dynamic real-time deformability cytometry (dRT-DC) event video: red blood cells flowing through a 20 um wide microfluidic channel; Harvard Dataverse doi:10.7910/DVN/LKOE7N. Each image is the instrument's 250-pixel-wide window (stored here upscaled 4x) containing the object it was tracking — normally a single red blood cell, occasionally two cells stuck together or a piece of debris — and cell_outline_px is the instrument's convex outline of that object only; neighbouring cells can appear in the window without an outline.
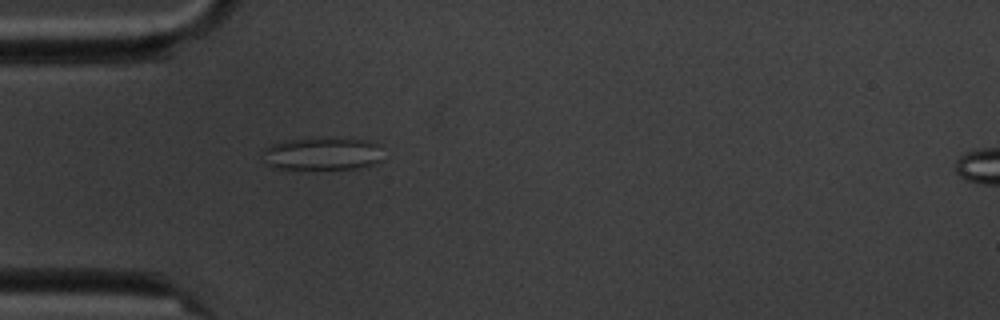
{"species": "common noctule bat (a hibernating species)", "species_latin": "Nyctalus noctula", "temperature_condition": "cold", "stored_images_in_passage": 2, "camera_frame_rate_fps": 3000, "um_per_image_px": 0.085, "animal": {"sex": "male", "body_mass_g": 20.1, "forearm_length_mm": 53.5}, "frame": {"image": 1, "passage_image": 2, "time_ms": 1.333, "image_size_px": [1000, 320], "cell_outline_px": [[380, 160], [372, 164], [356, 168], [272, 168], [268, 164], [264, 152], [264, 148], [272, 144], [284, 140], [328, 136], [368, 140], [376, 144]], "centroid_in_image_um": [27.36, 13.02], "position_along_channel_um": 57.6, "area_um2": 22.77}}